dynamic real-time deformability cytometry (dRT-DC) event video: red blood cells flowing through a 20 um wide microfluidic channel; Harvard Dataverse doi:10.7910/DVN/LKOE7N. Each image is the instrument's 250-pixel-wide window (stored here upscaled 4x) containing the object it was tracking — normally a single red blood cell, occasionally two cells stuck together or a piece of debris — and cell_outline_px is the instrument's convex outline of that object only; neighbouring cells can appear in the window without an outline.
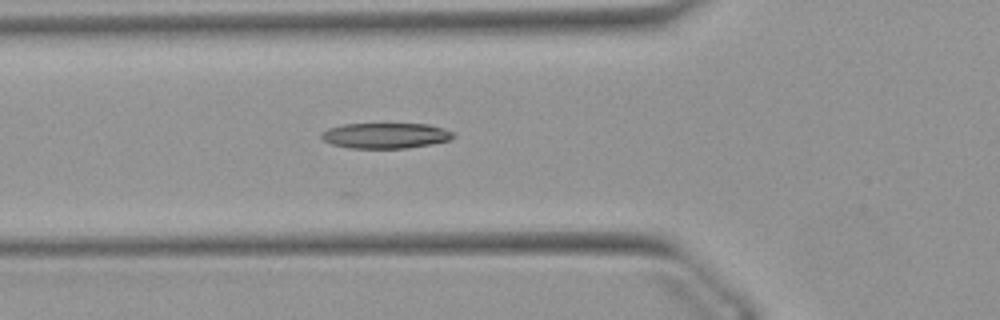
{"species": "Egyptian fruit bat (a non-hibernating species)", "species_latin": "Rousettus aegyptiacus", "temperature_condition": "warm", "stored_images_in_passage": 31, "camera_frame_rate_fps": 3000, "um_per_image_px": 0.085, "animal": {"sex": "female"}, "frame": {"image": 1, "passage_image": 3, "time_ms": 0.667, "image_size_px": [1000, 320], "cell_outline_px": [[456, 136], [448, 140], [432, 144], [408, 148], [348, 148], [332, 144], [324, 140], [320, 136], [320, 132], [328, 128], [344, 124], [428, 124], [444, 128], [456, 132]], "centroid_in_image_um": [32.79, 11.52], "position_along_channel_um": 93.0, "area_um2": 19.77}}
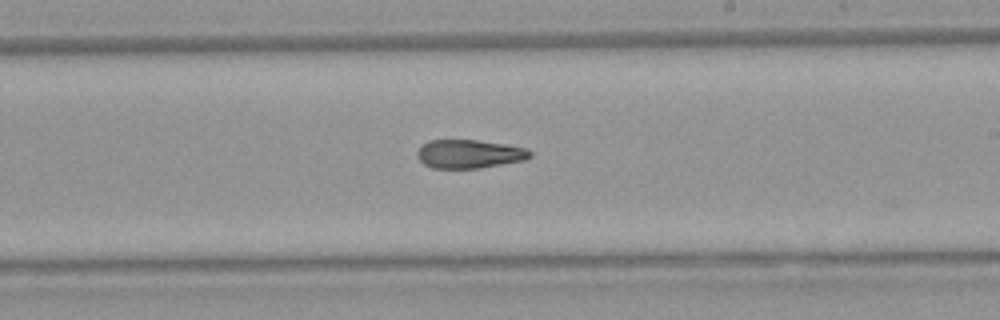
{"frame": {"image": 2, "passage_image": 15, "time_ms": 4.667, "image_size_px": [1000, 320], "cell_outline_px": [[532, 156], [524, 160], [480, 168], [432, 168], [424, 164], [416, 156], [416, 152], [428, 140], [476, 140], [508, 144], [528, 148], [532, 152]], "centroid_in_image_um": [39.91, 13.08], "position_along_channel_um": 249.1, "area_um2": 18.9}}
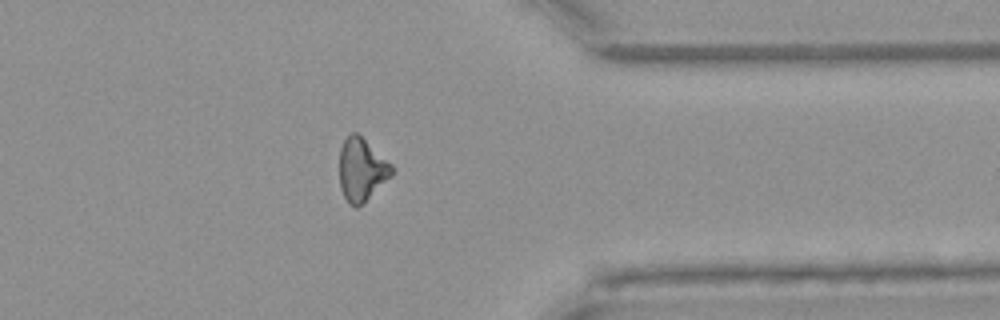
{"frame": {"image": 3, "passage_image": 26, "time_ms": 8.333, "image_size_px": [1000, 320], "cell_outline_px": [[392, 176], [364, 204], [356, 208], [348, 204], [340, 188], [340, 148], [344, 140], [352, 132], [356, 132], [392, 164]], "centroid_in_image_um": [30.74, 14.47], "position_along_channel_um": 380.7, "area_um2": 19.25}}